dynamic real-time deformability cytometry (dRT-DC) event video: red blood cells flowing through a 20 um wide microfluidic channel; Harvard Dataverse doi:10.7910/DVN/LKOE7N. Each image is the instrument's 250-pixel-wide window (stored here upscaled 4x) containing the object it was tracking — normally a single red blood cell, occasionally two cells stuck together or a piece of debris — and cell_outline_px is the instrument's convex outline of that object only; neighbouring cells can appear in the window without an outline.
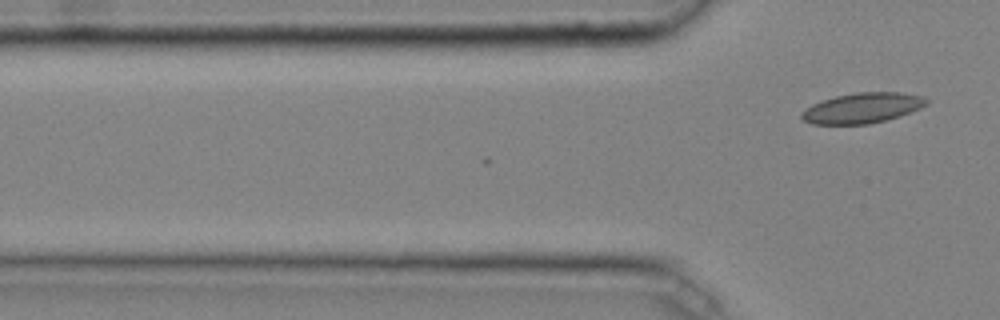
{"species": "common noctule bat (a hibernating species)", "species_latin": "Nyctalus noctula", "temperature_condition": "cold", "stored_images_in_passage": 8, "camera_frame_rate_fps": 3000, "um_per_image_px": 0.085, "animal": {"sex": "male", "body_mass_g": 20.4}, "frame": {"image": 1, "passage_image": 8, "time_ms": 2.333, "image_size_px": [1000, 320], "cell_outline_px": [[928, 104], [920, 108], [900, 116], [868, 124], [812, 124], [804, 120], [800, 116], [800, 112], [812, 104], [836, 96], [856, 92], [900, 92], [924, 96], [928, 100]], "centroid_in_image_um": [73.31, 9.17], "position_along_channel_um": 52.5, "area_um2": 22.02}}